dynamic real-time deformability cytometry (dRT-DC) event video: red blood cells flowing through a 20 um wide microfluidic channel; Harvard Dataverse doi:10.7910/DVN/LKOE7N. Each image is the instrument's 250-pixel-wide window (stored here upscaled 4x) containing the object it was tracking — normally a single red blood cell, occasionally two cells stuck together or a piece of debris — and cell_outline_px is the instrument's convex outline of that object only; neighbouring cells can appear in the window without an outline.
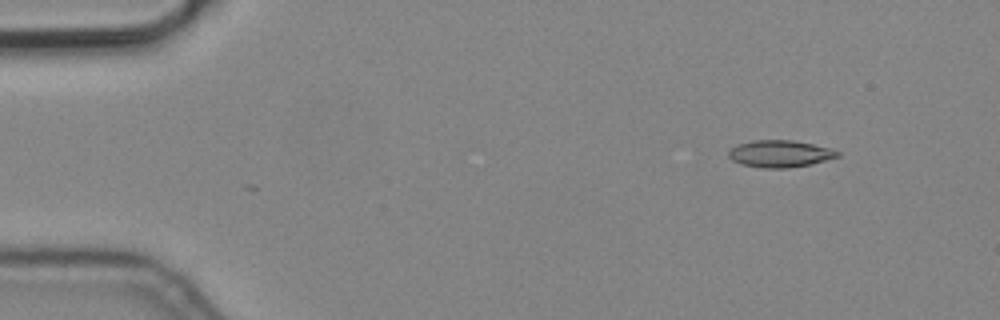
{"species": "common noctule bat (a hibernating species)", "species_latin": "Nyctalus noctula", "temperature_condition": "cold", "stored_images_in_passage": 6, "segment_of_instrument_passage": [2, 2], "camera_frame_rate_fps": 3000, "um_per_image_px": 0.085, "animal": {"sex": "male", "body_mass_g": 19.2, "forearm_length_mm": 51.8}, "frame": {"image": 1, "passage_image": 6, "time_ms": 1.667, "image_size_px": [1000, 320], "cell_outline_px": [[840, 156], [812, 164], [788, 168], [764, 168], [740, 164], [732, 160], [728, 156], [728, 152], [732, 148], [740, 144], [752, 140], [792, 140], [812, 144], [828, 148], [840, 152]], "centroid_in_image_um": [66.29, 13.07], "position_along_channel_um": 18.7, "area_um2": 17.05}}